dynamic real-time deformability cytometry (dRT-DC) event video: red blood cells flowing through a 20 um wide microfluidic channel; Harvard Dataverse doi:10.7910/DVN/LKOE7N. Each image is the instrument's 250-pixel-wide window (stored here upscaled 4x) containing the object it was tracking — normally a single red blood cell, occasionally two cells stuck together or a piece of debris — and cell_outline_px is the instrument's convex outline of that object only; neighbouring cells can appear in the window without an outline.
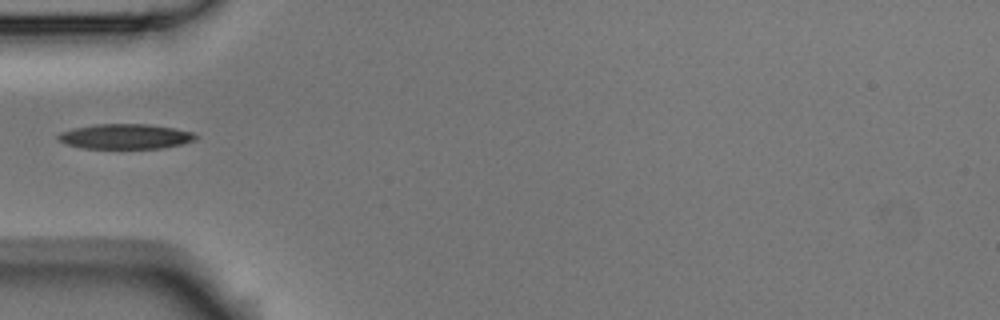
{"species": "Egyptian fruit bat (a non-hibernating species)", "species_latin": "Rousettus aegyptiacus", "temperature_condition": "room temperature", "stored_images_in_passage": 6, "camera_frame_rate_fps": 3000, "um_per_image_px": 0.085, "animal": {"sex": "male"}, "frame": {"image": 1, "passage_image": 6, "time_ms": 1.667, "image_size_px": [1000, 320], "cell_outline_px": [[200, 136], [196, 140], [164, 148], [84, 148], [64, 144], [56, 140], [56, 136], [60, 132], [76, 128], [96, 124], [148, 124], [176, 128], [192, 132]], "centroid_in_image_um": [10.66, 11.6], "position_along_channel_um": 74.3, "area_um2": 20.17}}